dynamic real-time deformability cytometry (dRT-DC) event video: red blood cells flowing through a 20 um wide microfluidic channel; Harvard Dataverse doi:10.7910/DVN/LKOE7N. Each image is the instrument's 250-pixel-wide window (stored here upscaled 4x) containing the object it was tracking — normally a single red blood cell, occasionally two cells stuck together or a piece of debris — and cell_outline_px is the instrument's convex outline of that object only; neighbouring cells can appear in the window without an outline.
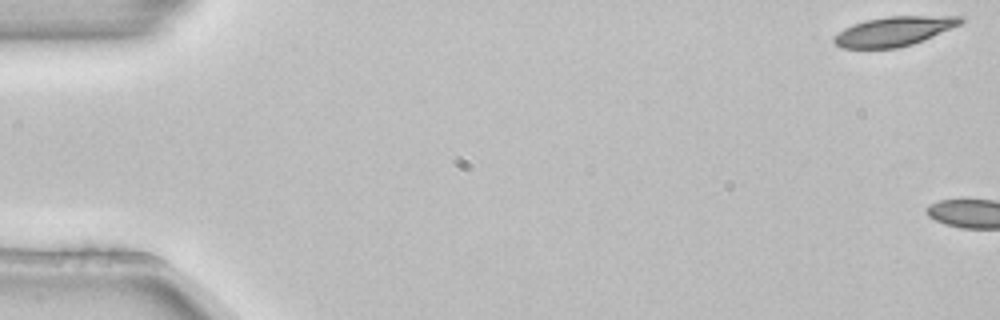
{"species": "common noctule bat (a hibernating species)", "species_latin": "Nyctalus noctula", "temperature_condition": "room temperature", "stored_images_in_passage": 6, "camera_frame_rate_fps": 3000, "um_per_image_px": 0.085, "animal": {"sex": "female", "body_mass_g": 22.7, "forearm_length_mm": 54.2}, "frame": {"image": 1, "passage_image": 1, "time_ms": 0.0, "image_size_px": [1000, 320], "cell_outline_px": [[964, 20], [960, 24], [952, 28], [924, 40], [912, 44], [896, 48], [840, 48], [832, 40], [832, 36], [844, 28], [852, 24], [868, 20], [888, 16], [964, 16]], "centroid_in_image_um": [75.97, 2.66], "position_along_channel_um": 9.0, "area_um2": 21.73}}
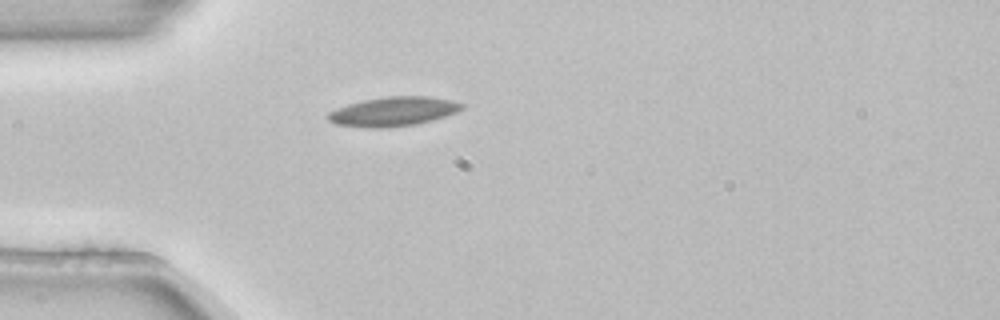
{"frame": {"image": 2, "passage_image": 6, "time_ms": 1.667, "image_size_px": [1000, 320], "cell_outline_px": [[464, 108], [456, 112], [432, 120], [416, 124], [388, 128], [368, 128], [336, 124], [328, 120], [328, 112], [336, 108], [348, 104], [364, 100], [388, 96], [428, 96], [452, 100], [464, 104]], "centroid_in_image_um": [33.43, 9.48], "position_along_channel_um": 51.6, "area_um2": 22.83}}